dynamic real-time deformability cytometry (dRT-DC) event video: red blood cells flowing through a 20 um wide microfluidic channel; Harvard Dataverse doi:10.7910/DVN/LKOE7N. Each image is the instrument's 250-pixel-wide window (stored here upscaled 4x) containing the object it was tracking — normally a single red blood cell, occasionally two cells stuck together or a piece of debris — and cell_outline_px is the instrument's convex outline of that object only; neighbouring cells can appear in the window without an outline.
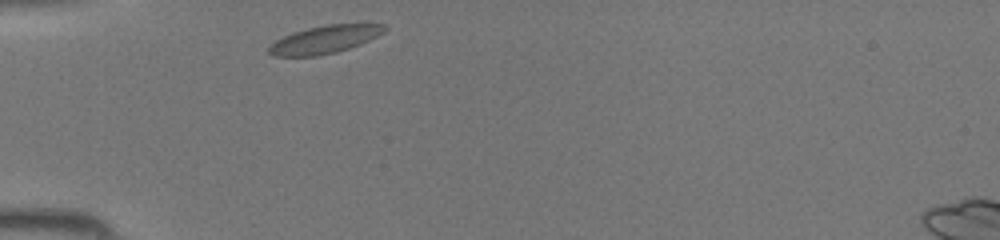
{"species": "common noctule bat (a hibernating species)", "species_latin": "Nyctalus noctula", "temperature_condition": "room temperature", "stored_images_in_passage": 26, "camera_frame_rate_fps": 3000, "um_per_image_px": 0.085, "animal": {"sex": "female", "body_mass_g": 19.5, "forearm_length_mm": 54.1}, "frame": {"image": 1, "passage_image": 1, "time_ms": 0.0, "image_size_px": [1000, 240], "cell_outline_px": [[388, 28], [384, 32], [360, 44], [336, 52], [316, 56], [272, 56], [268, 52], [268, 48], [276, 40], [292, 32], [308, 28], [328, 24], [388, 24]], "centroid_in_image_um": [27.6, 3.35], "position_along_channel_um": 57.4, "area_um2": 18.61}}
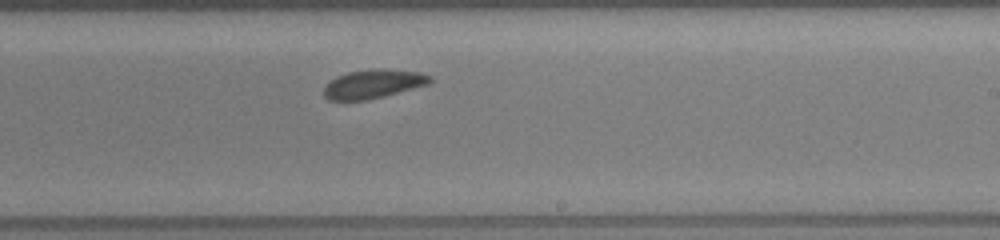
{"frame": {"image": 2, "passage_image": 15, "time_ms": 4.667, "image_size_px": [1000, 240], "cell_outline_px": [[432, 80], [428, 84], [384, 96], [368, 100], [328, 100], [324, 96], [324, 88], [336, 76], [348, 72], [372, 68], [384, 68], [420, 72], [432, 76]], "centroid_in_image_um": [31.74, 7.12], "position_along_channel_um": 257.3, "area_um2": 17.86}}
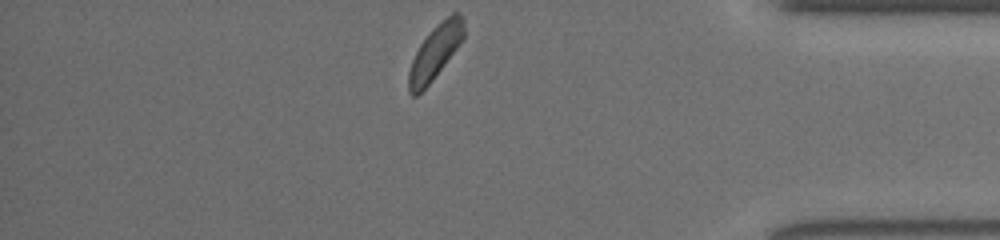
{"frame": {"image": 3, "passage_image": 26, "time_ms": 8.333, "image_size_px": [1000, 240], "cell_outline_px": [[464, 36], [456, 48], [432, 80], [416, 96], [412, 96], [408, 92], [408, 72], [412, 60], [420, 44], [440, 20], [452, 12], [460, 12], [464, 20]], "centroid_in_image_um": [36.98, 4.4], "position_along_channel_um": 398.2, "area_um2": 17.11}}